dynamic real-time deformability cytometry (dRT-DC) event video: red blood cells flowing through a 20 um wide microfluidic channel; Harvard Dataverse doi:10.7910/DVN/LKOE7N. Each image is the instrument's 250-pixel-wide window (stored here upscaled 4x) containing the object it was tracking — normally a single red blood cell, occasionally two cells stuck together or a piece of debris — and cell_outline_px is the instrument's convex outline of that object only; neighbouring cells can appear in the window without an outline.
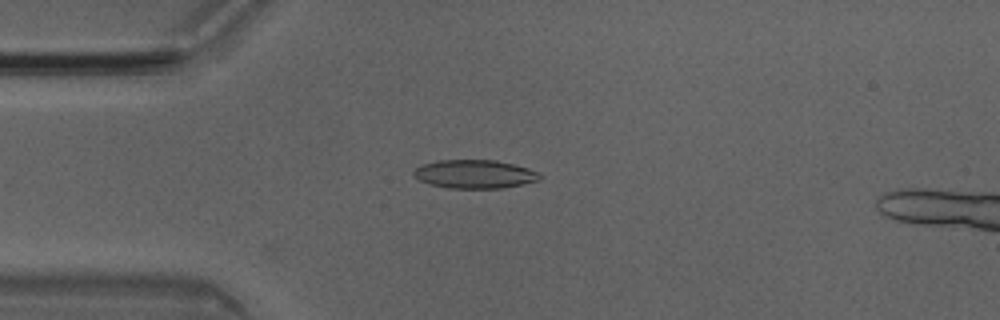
{"species": "Egyptian fruit bat (a non-hibernating species)", "species_latin": "Rousettus aegyptiacus", "temperature_condition": "room temperature", "stored_images_in_passage": 42, "camera_frame_rate_fps": 3000, "um_per_image_px": 0.085, "animal": {"sex": "male"}, "frame": {"image": 1, "passage_image": 5, "time_ms": 1.333, "image_size_px": [1000, 320], "cell_outline_px": [[544, 176], [540, 180], [524, 184], [504, 188], [448, 188], [428, 184], [412, 176], [412, 172], [420, 164], [436, 160], [496, 160], [528, 168]], "centroid_in_image_um": [40.32, 14.8], "position_along_channel_um": 44.7, "area_um2": 21.21}}
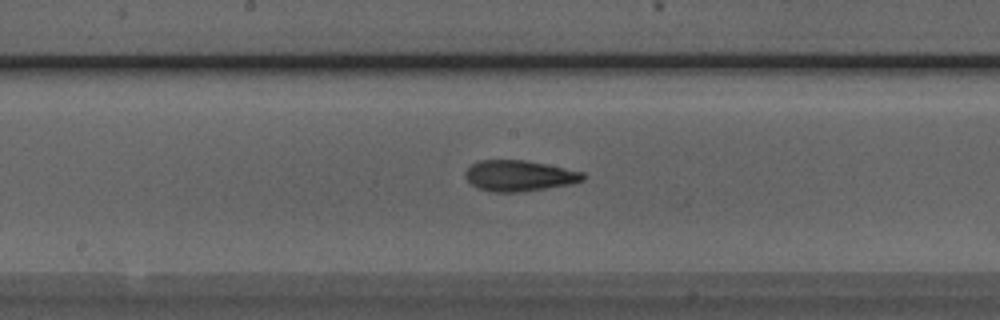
{"frame": {"image": 2, "passage_image": 18, "time_ms": 5.667, "image_size_px": [1000, 320], "cell_outline_px": [[588, 176], [584, 180], [572, 184], [520, 192], [492, 192], [476, 188], [464, 176], [464, 172], [472, 164], [480, 160], [524, 160], [584, 172]], "centroid_in_image_um": [44.14, 14.95], "position_along_channel_um": 204.1, "area_um2": 21.21}}
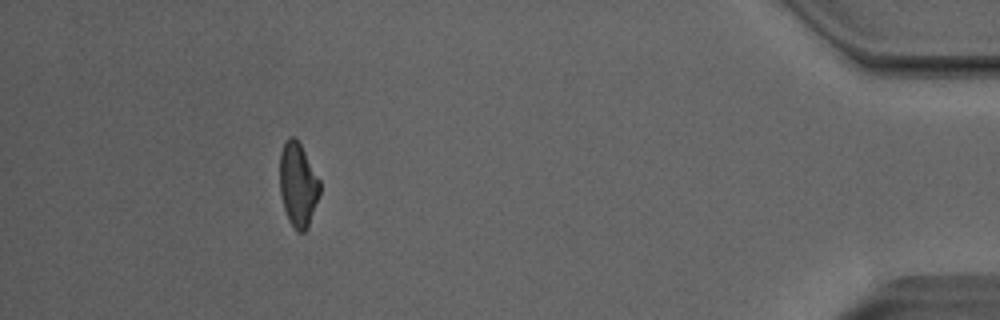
{"frame": {"image": 3, "passage_image": 38, "time_ms": 12.333, "image_size_px": [1000, 320], "cell_outline_px": [[320, 192], [308, 228], [304, 232], [296, 232], [288, 220], [284, 208], [280, 192], [280, 152], [288, 136], [296, 136], [320, 180]], "centroid_in_image_um": [25.33, 15.7], "position_along_channel_um": 409.9, "area_um2": 19.71}}